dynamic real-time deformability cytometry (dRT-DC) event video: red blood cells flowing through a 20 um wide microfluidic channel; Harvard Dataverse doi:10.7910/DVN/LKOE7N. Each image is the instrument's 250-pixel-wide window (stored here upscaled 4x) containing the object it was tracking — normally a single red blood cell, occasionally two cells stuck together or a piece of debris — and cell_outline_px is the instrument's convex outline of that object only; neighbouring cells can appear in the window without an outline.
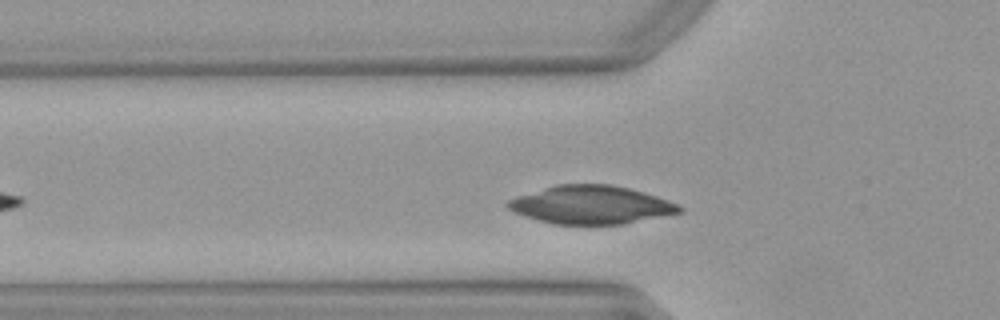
{"species": "Egyptian fruit bat (a non-hibernating species)", "species_latin": "Rousettus aegyptiacus", "temperature_condition": "warm", "stored_images_in_passage": 24, "camera_frame_rate_fps": 3000, "um_per_image_px": 0.085, "animal": {"sex": "female"}, "frame": {"image": 1, "passage_image": 6, "time_ms": 1.667, "image_size_px": [1000, 320], "cell_outline_px": [[684, 212], [624, 224], [552, 224], [524, 216], [512, 212], [504, 204], [508, 200], [516, 196], [556, 184], [608, 184], [628, 188], [644, 192], [668, 200], [684, 208]], "centroid_in_image_um": [50.22, 17.41], "position_along_channel_um": 75.6, "area_um2": 38.38}}
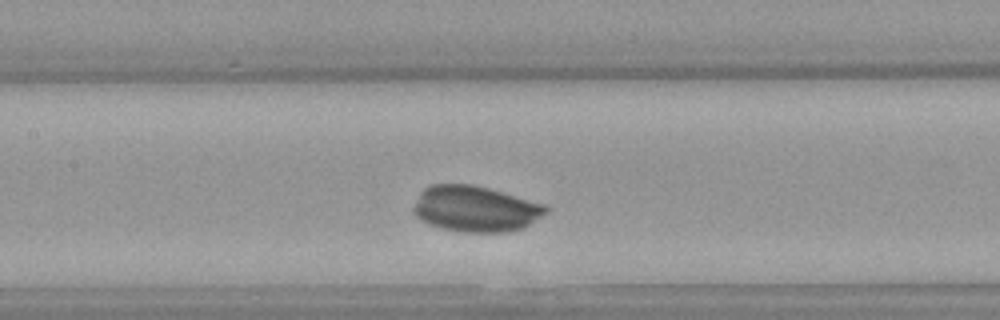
{"frame": {"image": 2, "passage_image": 13, "time_ms": 4.0, "image_size_px": [1000, 320], "cell_outline_px": [[548, 212], [524, 228], [508, 232], [460, 232], [428, 224], [420, 220], [412, 212], [412, 208], [420, 192], [424, 188], [432, 184], [468, 184], [500, 192], [544, 204], [548, 208]], "centroid_in_image_um": [40.37, 17.77], "position_along_channel_um": 167.0, "area_um2": 35.2}}
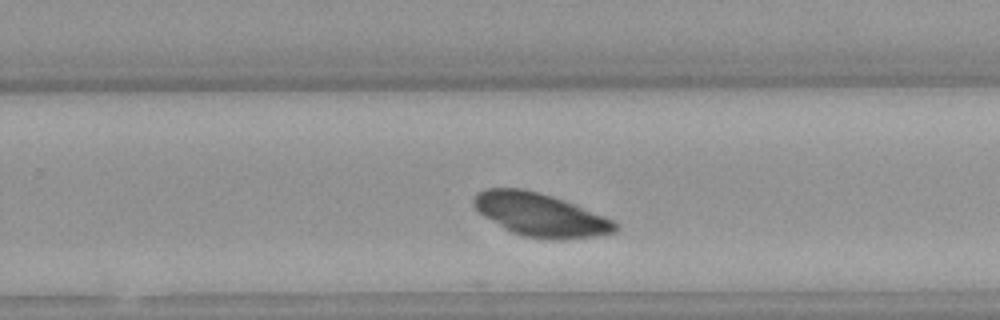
{"frame": {"image": 3, "passage_image": 22, "time_ms": 7.0, "image_size_px": [1000, 320], "cell_outline_px": [[620, 232], [600, 236], [564, 240], [544, 240], [524, 236], [512, 232], [504, 228], [484, 216], [472, 204], [472, 200], [480, 192], [488, 188], [520, 188], [552, 196], [564, 200], [616, 220], [620, 228]], "centroid_in_image_um": [46.04, 18.29], "position_along_channel_um": 283.8, "area_um2": 35.95}}